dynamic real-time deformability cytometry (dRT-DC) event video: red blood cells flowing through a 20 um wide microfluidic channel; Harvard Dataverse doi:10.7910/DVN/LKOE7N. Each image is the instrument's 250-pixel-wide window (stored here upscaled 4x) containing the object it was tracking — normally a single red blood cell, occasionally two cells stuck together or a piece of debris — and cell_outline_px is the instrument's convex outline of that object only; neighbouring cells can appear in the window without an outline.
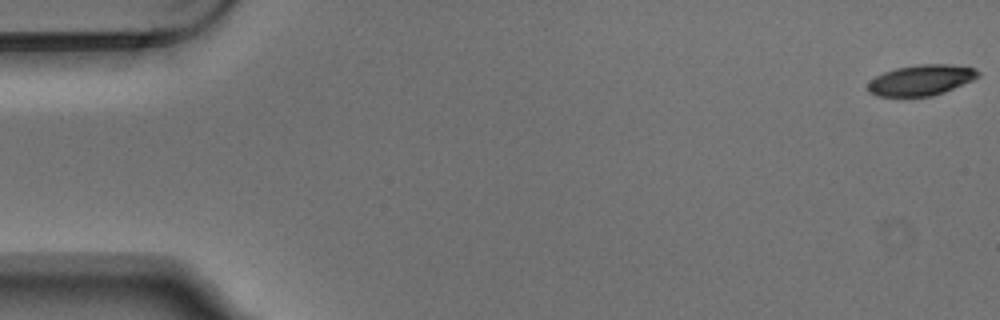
{"species": "Egyptian fruit bat (a non-hibernating species)", "species_latin": "Rousettus aegyptiacus", "temperature_condition": "warm", "stored_images_in_passage": 6, "segment_of_instrument_passage": [1, 2], "camera_frame_rate_fps": 3000, "um_per_image_px": 0.085, "animal": {"sex": "male"}, "frame": {"image": 1, "passage_image": 1, "time_ms": 0.0, "image_size_px": [1000, 320], "cell_outline_px": [[980, 76], [972, 80], [944, 92], [932, 96], [876, 96], [868, 92], [868, 84], [876, 76], [884, 72], [896, 68], [916, 64], [952, 64], [976, 68], [980, 72]], "centroid_in_image_um": [78.32, 6.8], "position_along_channel_um": 6.7, "area_um2": 19.71}}